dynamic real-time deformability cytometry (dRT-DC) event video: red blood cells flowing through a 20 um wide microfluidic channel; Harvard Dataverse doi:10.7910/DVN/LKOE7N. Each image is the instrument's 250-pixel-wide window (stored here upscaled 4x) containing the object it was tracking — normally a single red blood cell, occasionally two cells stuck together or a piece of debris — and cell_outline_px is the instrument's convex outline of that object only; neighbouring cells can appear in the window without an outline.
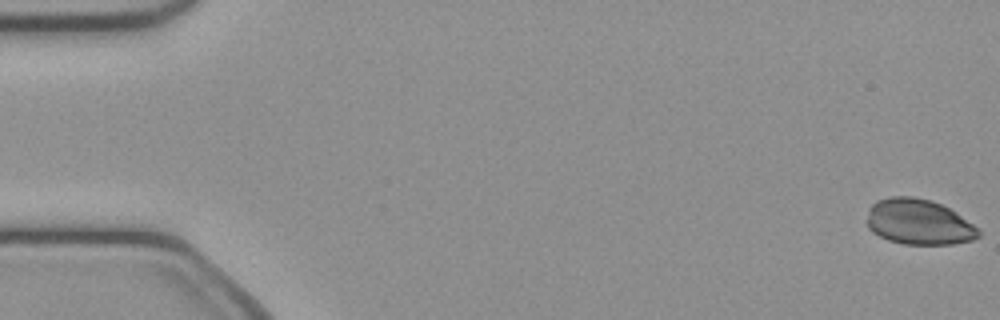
{"species": "common noctule bat (a hibernating species)", "species_latin": "Nyctalus noctula", "temperature_condition": "cold", "stored_images_in_passage": 50, "camera_frame_rate_fps": 3000, "um_per_image_px": 0.085, "animal": {"sex": "female", "body_mass_g": 21.9}, "frame": {"image": 1, "passage_image": 1, "time_ms": 0.0, "image_size_px": [1000, 320], "cell_outline_px": [[980, 236], [972, 240], [952, 244], [904, 244], [888, 240], [872, 232], [868, 228], [868, 208], [876, 200], [892, 196], [912, 196], [928, 200], [940, 204], [956, 212], [972, 224], [980, 232]], "centroid_in_image_um": [78.06, 18.87], "position_along_channel_um": 6.9, "area_um2": 29.42}}
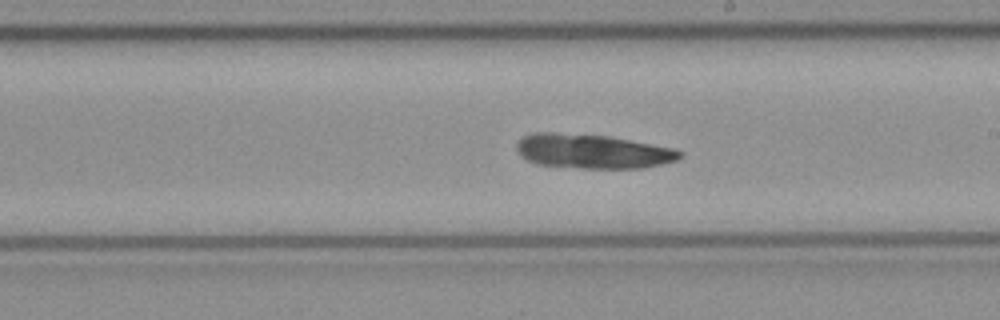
{"frame": {"image": 2, "passage_image": 29, "time_ms": 9.333, "image_size_px": [1000, 320], "cell_outline_px": [[684, 156], [676, 160], [644, 168], [580, 168], [536, 164], [520, 156], [516, 152], [516, 144], [524, 136], [532, 132], [556, 132], [608, 136], [676, 148], [684, 152]], "centroid_in_image_um": [50.37, 12.86], "position_along_channel_um": 238.6, "area_um2": 32.95}}
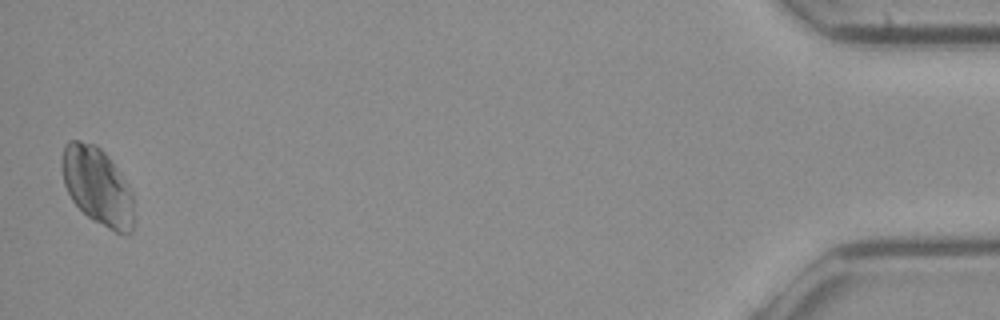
{"frame": {"image": 3, "passage_image": 50, "time_ms": 16.333, "image_size_px": [1000, 320], "cell_outline_px": [[132, 232], [124, 236], [108, 228], [88, 216], [72, 200], [64, 184], [60, 164], [64, 144], [68, 140], [80, 140], [96, 144], [108, 156], [128, 184], [132, 192]], "centroid_in_image_um": [8.25, 15.78], "position_along_channel_um": 426.9, "area_um2": 32.48}}